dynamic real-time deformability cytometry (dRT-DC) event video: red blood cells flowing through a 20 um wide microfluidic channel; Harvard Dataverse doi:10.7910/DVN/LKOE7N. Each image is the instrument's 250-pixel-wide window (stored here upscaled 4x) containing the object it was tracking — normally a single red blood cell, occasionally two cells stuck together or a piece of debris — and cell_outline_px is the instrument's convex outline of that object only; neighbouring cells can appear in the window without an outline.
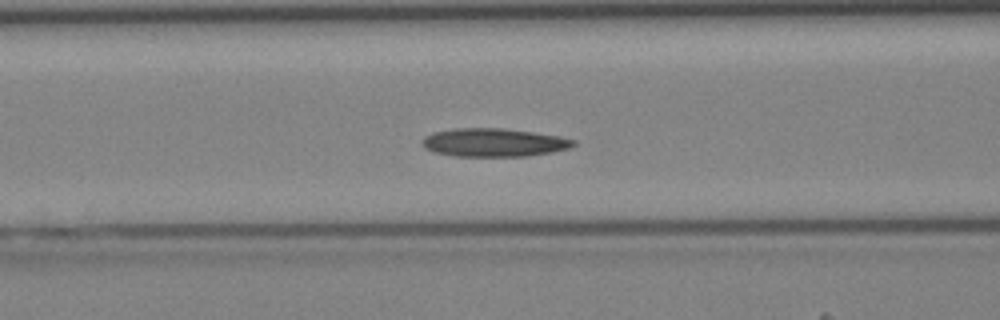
{"species": "Egyptian fruit bat (a non-hibernating species)", "species_latin": "Rousettus aegyptiacus", "temperature_condition": "cold", "stored_images_in_passage": 43, "camera_frame_rate_fps": 3000, "um_per_image_px": 0.085, "animal": {"sex": "female"}, "frame": {"image": 1, "passage_image": 18, "time_ms": 5.667, "image_size_px": [1000, 320], "cell_outline_px": [[576, 144], [568, 148], [552, 152], [528, 156], [452, 156], [432, 152], [424, 148], [420, 144], [420, 140], [424, 136], [432, 132], [456, 128], [500, 128], [532, 132], [560, 136], [576, 140]], "centroid_in_image_um": [41.91, 12.11], "position_along_channel_um": 124.7, "area_um2": 25.2}}
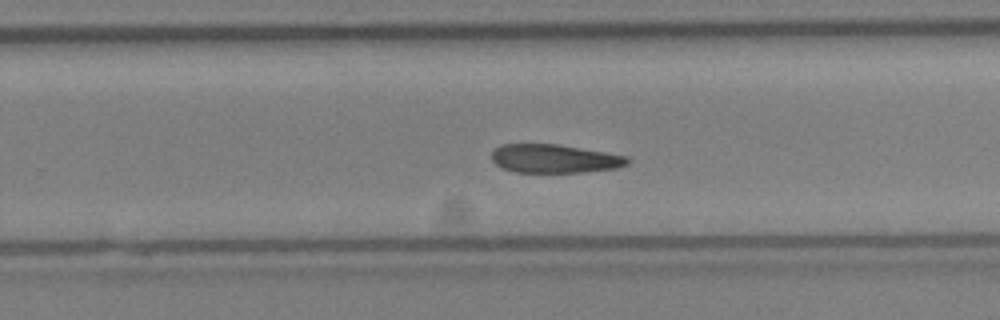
{"frame": {"image": 2, "passage_image": 28, "time_ms": 9.0, "image_size_px": [1000, 320], "cell_outline_px": [[628, 164], [616, 168], [580, 172], [516, 172], [504, 168], [496, 164], [492, 160], [492, 152], [500, 144], [556, 144], [628, 156]], "centroid_in_image_um": [47.11, 13.48], "position_along_channel_um": 282.7, "area_um2": 22.31}}
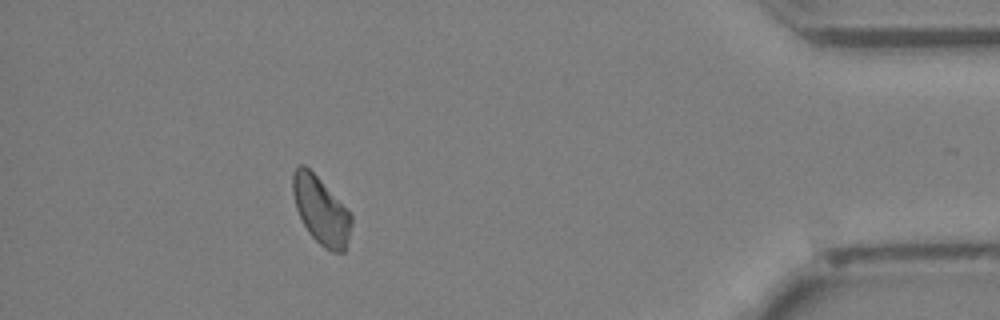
{"frame": {"image": 3, "passage_image": 39, "time_ms": 12.667, "image_size_px": [1000, 320], "cell_outline_px": [[352, 224], [348, 240], [344, 252], [328, 252], [308, 232], [296, 208], [292, 192], [292, 172], [300, 164], [304, 164], [320, 180], [352, 216]], "centroid_in_image_um": [27.26, 17.91], "position_along_channel_um": 407.9, "area_um2": 22.66}}